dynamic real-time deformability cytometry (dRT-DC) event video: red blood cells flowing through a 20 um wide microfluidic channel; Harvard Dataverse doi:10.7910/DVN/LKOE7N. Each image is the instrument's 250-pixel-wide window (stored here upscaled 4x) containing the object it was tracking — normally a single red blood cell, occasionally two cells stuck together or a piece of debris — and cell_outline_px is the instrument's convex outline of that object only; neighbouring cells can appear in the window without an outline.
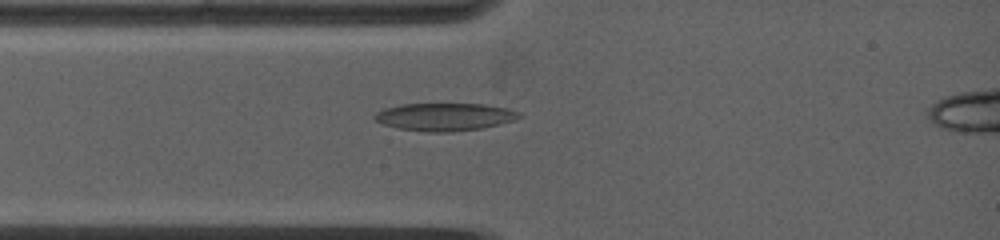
{"species": "common noctule bat (a hibernating species)", "species_latin": "Nyctalus noctula", "temperature_condition": "warm", "stored_images_in_passage": 51, "camera_frame_rate_fps": 5000, "um_per_image_px": 0.085, "animal": {"sex": "female", "body_mass_g": 19.0, "forearm_length_mm": 53.3}, "frame": {"image": 1, "passage_image": 7, "time_ms": 2.0, "image_size_px": [1000, 240], "cell_outline_px": [[520, 116], [516, 120], [500, 124], [480, 128], [452, 132], [432, 132], [400, 128], [384, 124], [376, 120], [372, 116], [376, 112], [384, 108], [400, 104], [484, 104], [508, 108], [520, 112]], "centroid_in_image_um": [37.81, 9.92], "position_along_channel_um": 47.2, "area_um2": 23.24}}
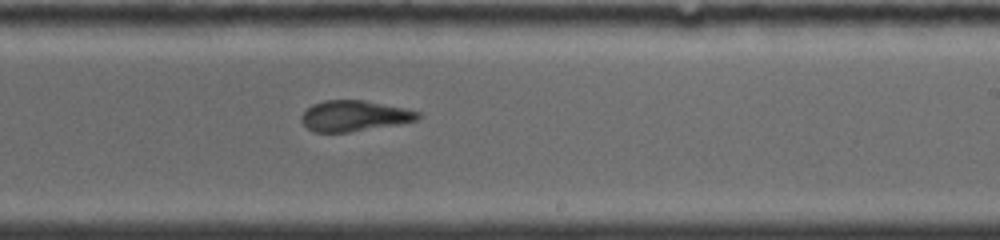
{"frame": {"image": 2, "passage_image": 25, "time_ms": 7.4, "image_size_px": [1000, 240], "cell_outline_px": [[420, 116], [416, 120], [396, 124], [348, 132], [312, 132], [300, 120], [300, 116], [312, 104], [324, 100], [364, 100], [420, 112]], "centroid_in_image_um": [30.04, 9.85], "position_along_channel_um": 259.0, "area_um2": 20.52}}
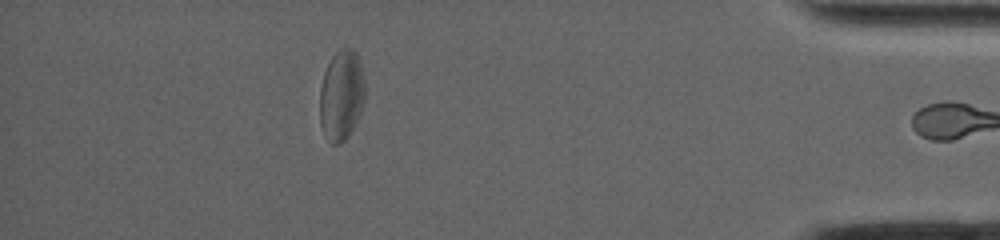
{"frame": {"image": 3, "passage_image": 48, "time_ms": 12.6, "image_size_px": [1000, 240], "cell_outline_px": [[364, 104], [360, 116], [356, 124], [348, 136], [340, 144], [332, 144], [324, 136], [320, 124], [320, 88], [324, 72], [332, 56], [340, 48], [352, 48], [356, 52], [364, 76]], "centroid_in_image_um": [29.02, 8.12], "position_along_channel_um": 406.2, "area_um2": 24.1}, "authors_computed_cell_mechanics": {"area_um2": 22.542, "velocity_mm_per_s": 3.9304, "shape_relaxation_time_tau1_ms": 3.8293, "shape_relaxation_time_tau2_ms": 8.4333, "deformation_change_tau1": 0.1222, "deformation_change_tau2": 0.1576}}